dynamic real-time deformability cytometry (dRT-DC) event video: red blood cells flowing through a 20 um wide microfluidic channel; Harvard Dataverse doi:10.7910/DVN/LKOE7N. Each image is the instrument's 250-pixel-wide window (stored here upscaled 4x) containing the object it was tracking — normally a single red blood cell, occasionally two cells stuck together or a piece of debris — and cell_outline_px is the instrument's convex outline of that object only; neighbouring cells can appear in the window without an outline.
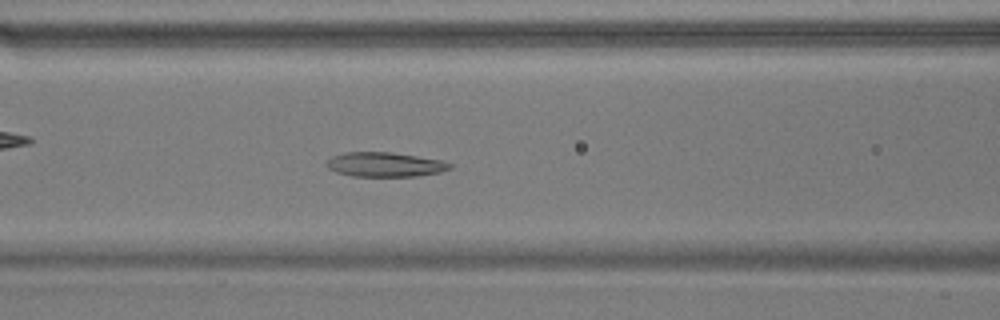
{"species": "common noctule bat (a hibernating species)", "species_latin": "Nyctalus noctula", "temperature_condition": "warm", "stored_images_in_passage": 54, "camera_frame_rate_fps": 3000, "um_per_image_px": 0.085, "animal": {"sex": "male", "body_mass_g": 17.9}, "frame": {"image": 1, "passage_image": 22, "time_ms": 7.0, "image_size_px": [1000, 320], "cell_outline_px": [[452, 168], [440, 172], [416, 176], [352, 176], [336, 172], [328, 168], [328, 160], [332, 156], [344, 152], [392, 152], [440, 160], [452, 164]], "centroid_in_image_um": [32.72, 13.98], "position_along_channel_um": 133.9, "area_um2": 17.46}}
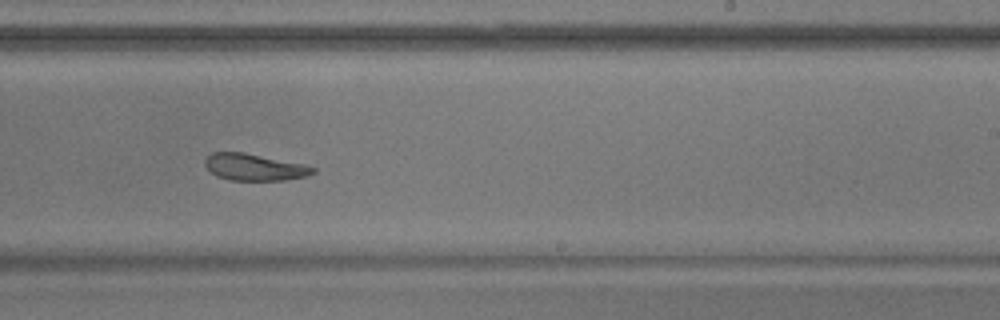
{"frame": {"image": 2, "passage_image": 33, "time_ms": 10.667, "image_size_px": [1000, 320], "cell_outline_px": [[316, 172], [304, 176], [284, 180], [228, 180], [216, 176], [204, 164], [204, 160], [212, 152], [244, 152], [304, 164], [316, 168]], "centroid_in_image_um": [21.61, 14.2], "position_along_channel_um": 267.4, "area_um2": 16.76}}
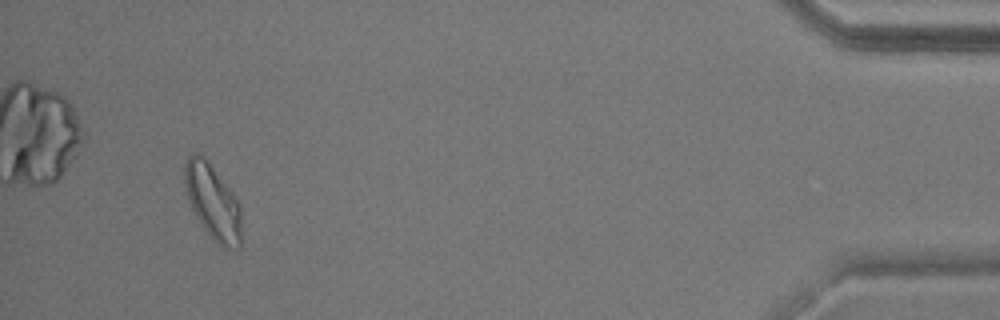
{"frame": {"image": 3, "passage_image": 51, "time_ms": 16.667, "image_size_px": [1000, 320], "cell_outline_px": [[240, 248], [224, 248], [212, 240], [196, 216], [188, 200], [184, 184], [184, 164], [188, 156], [192, 152], [196, 152], [212, 168], [232, 192], [240, 204]], "centroid_in_image_um": [18.06, 17.19], "position_along_channel_um": 417.1, "area_um2": 24.33}, "authors_computed_cell_mechanics": {"area_um2": 19.8832, "velocity_mm_per_s": 3.6497, "shape_relaxation_time_tau1_ms": 10.6315, "shape_relaxation_time_tau2_ms": 2.4597, "deformation_change_tau1": 0.2133, "deformation_change_tau2": 0.087}}